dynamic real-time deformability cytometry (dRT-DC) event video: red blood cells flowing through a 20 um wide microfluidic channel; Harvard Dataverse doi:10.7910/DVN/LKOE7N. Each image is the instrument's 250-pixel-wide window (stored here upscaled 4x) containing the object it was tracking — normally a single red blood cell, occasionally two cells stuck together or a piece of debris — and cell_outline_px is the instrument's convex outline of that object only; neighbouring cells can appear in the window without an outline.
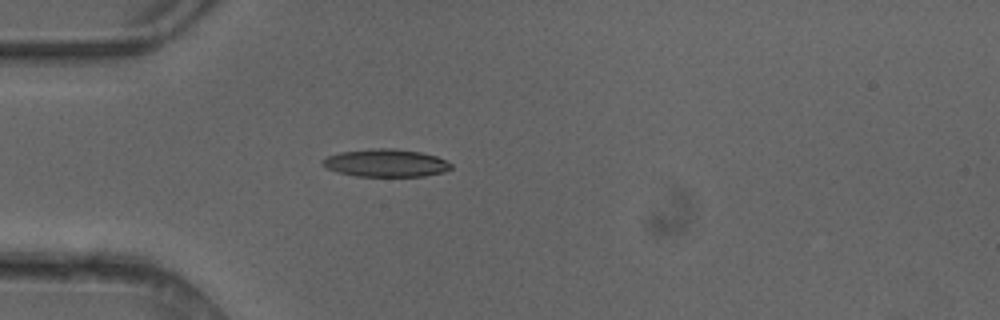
{"species": "common noctule bat (a hibernating species)", "species_latin": "Nyctalus noctula", "temperature_condition": "cold", "stored_images_in_passage": 1, "camera_frame_rate_fps": 3000, "um_per_image_px": 0.085, "animal": {"sex": "female"}, "frame": {"image": 1, "passage_image": 1, "time_ms": 0.0, "image_size_px": [1000, 320], "cell_outline_px": [[452, 168], [444, 172], [424, 176], [356, 176], [336, 172], [320, 164], [320, 160], [328, 156], [340, 152], [372, 148], [392, 148], [420, 152], [436, 156], [452, 164]], "centroid_in_image_um": [32.77, 13.85], "position_along_channel_um": 52.2, "area_um2": 20.81}}